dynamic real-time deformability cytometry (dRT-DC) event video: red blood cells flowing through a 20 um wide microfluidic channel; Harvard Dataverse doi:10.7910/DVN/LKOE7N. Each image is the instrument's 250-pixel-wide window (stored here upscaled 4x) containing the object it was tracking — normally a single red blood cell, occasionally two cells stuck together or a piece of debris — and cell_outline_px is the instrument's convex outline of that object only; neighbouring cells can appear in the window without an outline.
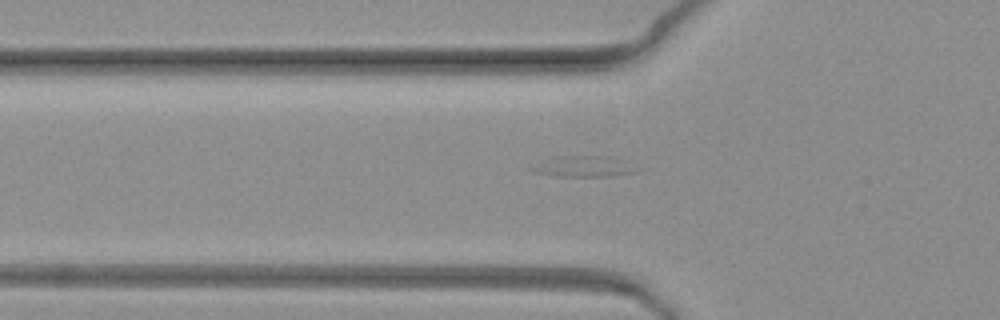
{"species": "common noctule bat (a hibernating species)", "species_latin": "Nyctalus noctula", "temperature_condition": "warm", "stored_images_in_passage": 39, "camera_frame_rate_fps": 3000, "um_per_image_px": 0.085, "animal": {"sex": "female", "body_mass_g": 19.3, "forearm_length_mm": 54.1}, "frame": {"image": 1, "passage_image": 10, "time_ms": 3.0, "image_size_px": [1000, 320], "cell_outline_px": [[636, 172], [608, 176], [556, 176], [536, 172], [528, 168], [552, 156], [612, 156], [624, 160]], "centroid_in_image_um": [49.53, 14.13], "position_along_channel_um": 76.3, "area_um2": 12.48}}
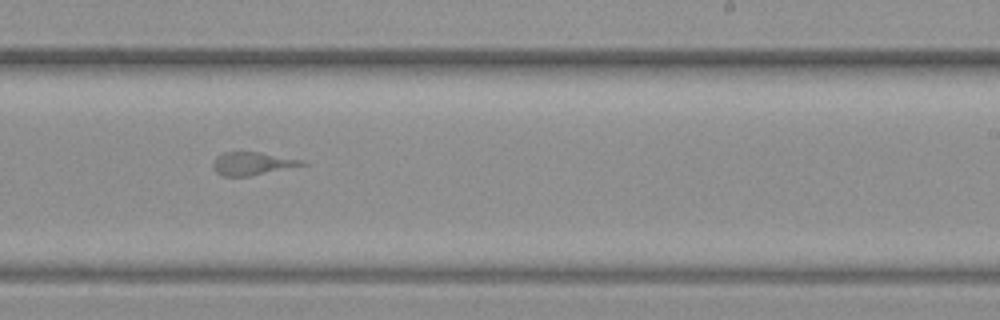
{"frame": {"image": 2, "passage_image": 26, "time_ms": 8.333, "image_size_px": [1000, 320], "cell_outline_px": [[308, 164], [248, 176], [224, 176], [216, 172], [212, 168], [212, 160], [216, 156], [224, 152], [260, 152], [304, 160]], "centroid_in_image_um": [21.4, 13.89], "position_along_channel_um": 267.6, "area_um2": 11.91}}
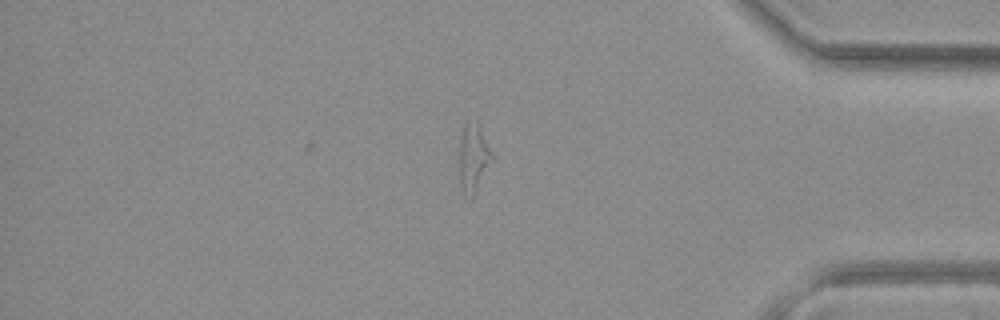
{"frame": {"image": 3, "passage_image": 39, "time_ms": 12.667, "image_size_px": [1000, 320], "cell_outline_px": [[492, 156], [476, 192], [472, 200], [464, 192], [460, 184], [460, 136], [464, 124], [468, 120], [480, 120]], "centroid_in_image_um": [40.22, 13.31], "position_along_channel_um": 395.0, "area_um2": 12.89}}